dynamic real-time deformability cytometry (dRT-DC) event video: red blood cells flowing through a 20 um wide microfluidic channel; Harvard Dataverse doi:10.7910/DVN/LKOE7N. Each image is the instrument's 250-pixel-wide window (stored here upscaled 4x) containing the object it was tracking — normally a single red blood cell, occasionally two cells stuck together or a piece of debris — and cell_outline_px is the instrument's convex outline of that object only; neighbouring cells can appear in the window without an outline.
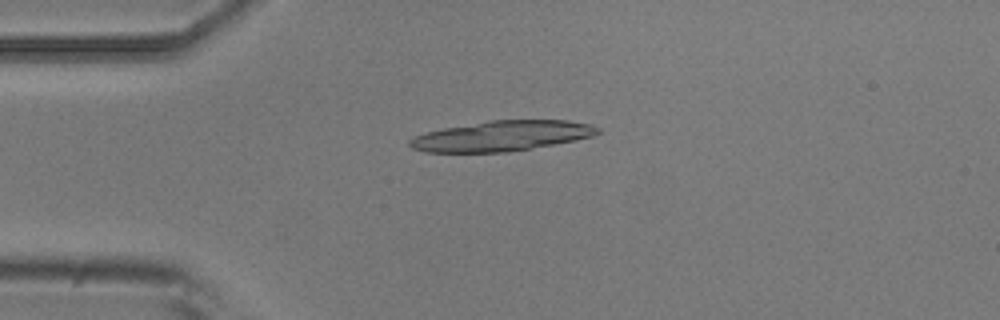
{"species": "common noctule bat (a hibernating species)", "species_latin": "Nyctalus noctula", "temperature_condition": "room temperature", "stored_images_in_passage": 16, "camera_frame_rate_fps": 3000, "um_per_image_px": 0.085, "animal": {"sex": "male", "body_mass_g": 20.5, "forearm_length_mm": 52.5}, "frame": {"image": 1, "passage_image": 12, "time_ms": 3.667, "image_size_px": [1000, 320], "cell_outline_px": [[600, 132], [592, 136], [576, 140], [532, 148], [508, 152], [424, 152], [412, 148], [408, 144], [408, 140], [416, 136], [428, 132], [444, 128], [492, 120], [568, 120], [592, 124], [600, 128]], "centroid_in_image_um": [42.68, 11.55], "position_along_channel_um": 42.3, "area_um2": 33.0}}